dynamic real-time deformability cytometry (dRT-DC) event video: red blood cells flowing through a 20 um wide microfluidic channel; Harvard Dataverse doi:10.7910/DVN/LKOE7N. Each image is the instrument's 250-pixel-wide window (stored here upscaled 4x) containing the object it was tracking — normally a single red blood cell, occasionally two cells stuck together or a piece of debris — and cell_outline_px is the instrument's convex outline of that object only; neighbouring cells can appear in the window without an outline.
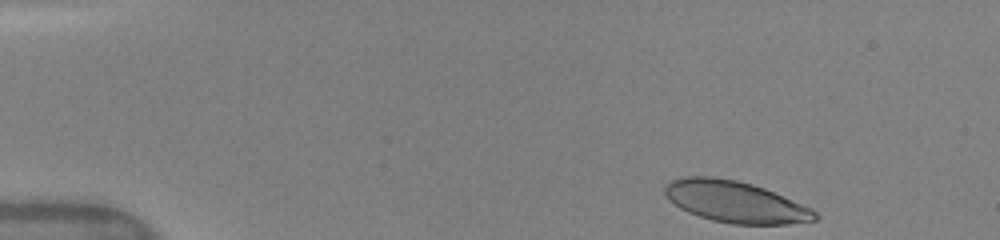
{"species": "human", "species_latin": "Homo sapiens", "temperature_condition": "warm", "stored_images_in_passage": 52, "camera_frame_rate_fps": 3000, "um_per_image_px": 0.085, "donor": {"sex": "female"}, "frame": {"image": 1, "passage_image": 1, "time_ms": 0.0, "image_size_px": [1000, 240], "cell_outline_px": [[820, 216], [816, 220], [788, 224], [732, 224], [712, 220], [688, 212], [680, 208], [664, 192], [664, 184], [672, 180], [684, 176], [712, 176], [736, 180], [752, 184], [764, 188], [812, 208]], "centroid_in_image_um": [62.52, 17.15], "position_along_channel_um": 22.5, "area_um2": 36.13}}
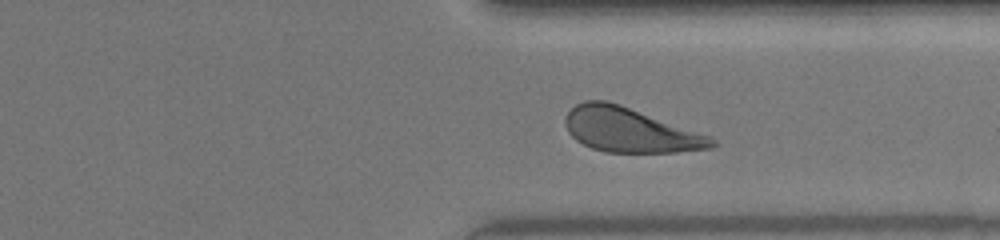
{"frame": {"image": 2, "passage_image": 48, "time_ms": 10.667, "image_size_px": [1000, 240], "cell_outline_px": [[720, 144], [712, 148], [676, 152], [604, 152], [592, 148], [576, 140], [568, 132], [564, 124], [564, 116], [576, 104], [584, 100], [604, 100], [620, 104], [712, 136]], "centroid_in_image_um": [53.57, 11.05], "position_along_channel_um": 357.8, "area_um2": 38.21}}
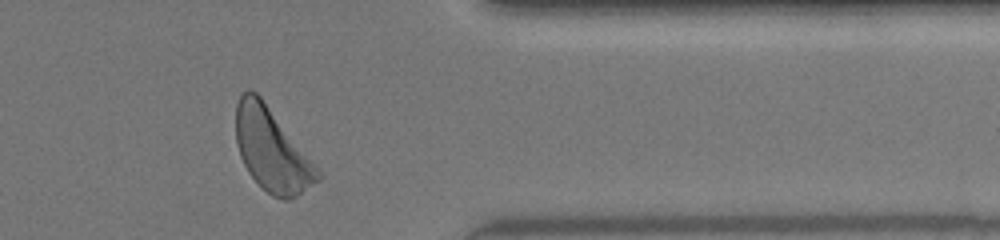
{"frame": {"image": 3, "passage_image": 50, "time_ms": 11.667, "image_size_px": [1000, 240], "cell_outline_px": [[320, 180], [296, 196], [288, 200], [284, 200], [272, 196], [248, 172], [240, 156], [236, 144], [236, 104], [240, 92], [248, 88], [256, 92], [260, 96], [320, 168]], "centroid_in_image_um": [23.1, 12.72], "position_along_channel_um": 388.3, "area_um2": 39.54}, "authors_computed_cell_mechanics": {"area_um2": 38.4081, "velocity_mm_per_s": 4.0859, "shape_relaxation_time_tau1_ms": 2.9752, "shape_relaxation_time_tau2_ms": 1.2683, "deformation_change_tau1": 0.1477, "deformation_change_tau2": 0.0788}}